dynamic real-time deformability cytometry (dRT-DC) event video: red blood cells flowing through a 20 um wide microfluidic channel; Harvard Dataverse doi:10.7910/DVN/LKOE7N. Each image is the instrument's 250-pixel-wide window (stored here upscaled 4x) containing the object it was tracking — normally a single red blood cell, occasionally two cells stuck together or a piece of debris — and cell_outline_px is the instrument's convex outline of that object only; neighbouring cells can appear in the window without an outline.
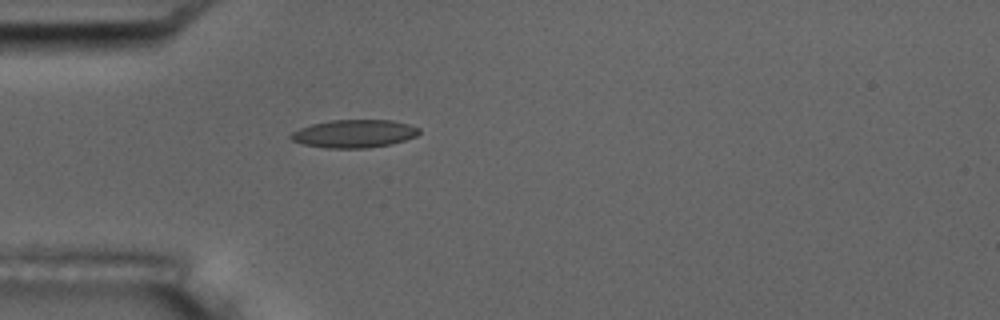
{"species": "common noctule bat (a hibernating species)", "species_latin": "Nyctalus noctula", "temperature_condition": "room temperature", "stored_images_in_passage": 1, "camera_frame_rate_fps": 3000, "um_per_image_px": 0.085, "animal": {"sex": "male", "body_mass_g": 17.5, "forearm_length_mm": 52.3}, "frame": {"image": 1, "passage_image": 1, "time_ms": 0.0, "image_size_px": [1000, 320], "cell_outline_px": [[420, 132], [416, 136], [392, 144], [368, 148], [324, 148], [304, 144], [292, 140], [288, 136], [292, 132], [300, 128], [312, 124], [332, 120], [392, 120], [408, 124], [420, 128]], "centroid_in_image_um": [30.11, 11.36], "position_along_channel_um": 54.9, "area_um2": 20.92}}